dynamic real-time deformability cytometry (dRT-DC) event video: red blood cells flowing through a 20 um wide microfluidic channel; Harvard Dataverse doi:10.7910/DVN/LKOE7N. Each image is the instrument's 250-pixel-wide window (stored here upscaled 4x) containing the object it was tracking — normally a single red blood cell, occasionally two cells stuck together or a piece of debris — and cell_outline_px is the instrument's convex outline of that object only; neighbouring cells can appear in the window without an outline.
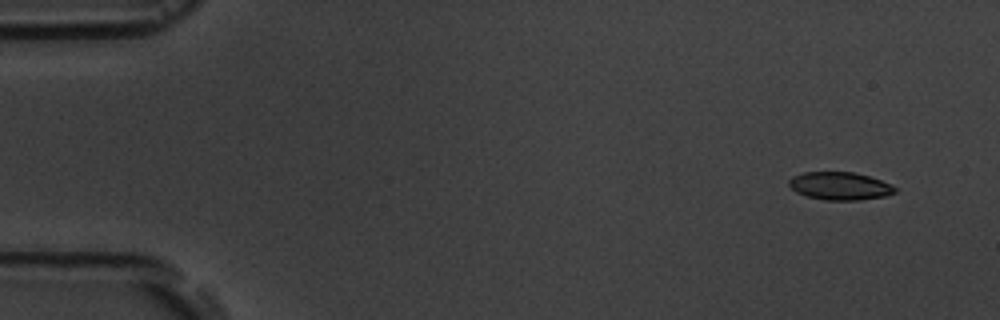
{"species": "common noctule bat (a hibernating species)", "species_latin": "Nyctalus noctula", "temperature_condition": "room temperature", "stored_images_in_passage": 5, "camera_frame_rate_fps": 3000, "um_per_image_px": 0.085, "animal": {"sex": "male", "body_mass_g": 19.5, "forearm_length_mm": 54.6}, "frame": {"image": 1, "passage_image": 1, "time_ms": 0.0, "image_size_px": [1000, 320], "cell_outline_px": [[896, 192], [884, 196], [860, 200], [824, 200], [808, 196], [796, 192], [788, 184], [788, 180], [792, 176], [804, 172], [852, 172], [868, 176], [892, 184], [896, 188]], "centroid_in_image_um": [71.38, 15.81], "position_along_channel_um": 13.6, "area_um2": 17.17}}
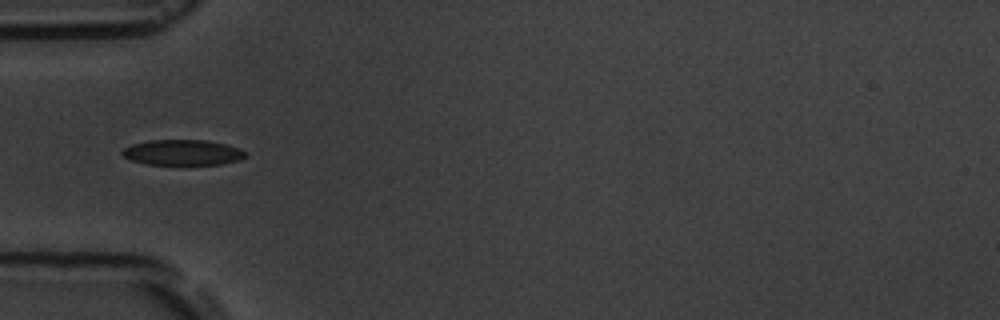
{"frame": {"image": 2, "passage_image": 5, "time_ms": 4.667, "image_size_px": [1000, 320], "cell_outline_px": [[248, 156], [240, 160], [220, 164], [144, 164], [132, 160], [124, 156], [120, 152], [124, 148], [132, 144], [148, 140], [204, 140], [224, 144], [240, 148]], "centroid_in_image_um": [15.52, 12.96], "position_along_channel_um": 69.5, "area_um2": 18.21}}